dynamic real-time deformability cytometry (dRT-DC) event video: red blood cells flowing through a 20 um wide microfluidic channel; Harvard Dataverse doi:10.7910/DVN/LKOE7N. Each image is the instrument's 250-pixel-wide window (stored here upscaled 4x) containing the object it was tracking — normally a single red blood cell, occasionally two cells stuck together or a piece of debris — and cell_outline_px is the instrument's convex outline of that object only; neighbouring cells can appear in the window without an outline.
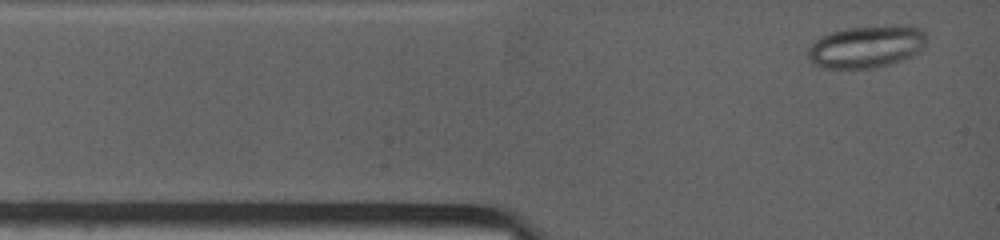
{"species": "common noctule bat (a hibernating species)", "species_latin": "Nyctalus noctula", "temperature_condition": "warm", "stored_images_in_passage": 4, "camera_frame_rate_fps": 4500, "um_per_image_px": 0.085, "animal": {"sex": "female", "body_mass_g": 19.0, "forearm_length_mm": 53.3}, "frame": {"image": 1, "passage_image": 1, "time_ms": 0.0, "image_size_px": [1000, 240], "cell_outline_px": [[928, 40], [924, 48], [920, 52], [912, 56], [888, 64], [872, 68], [824, 68], [808, 60], [808, 48], [820, 36], [832, 32], [848, 28], [892, 24], [908, 24], [920, 28], [928, 36]], "centroid_in_image_um": [73.72, 3.93], "position_along_channel_um": 11.3, "area_um2": 29.65}}